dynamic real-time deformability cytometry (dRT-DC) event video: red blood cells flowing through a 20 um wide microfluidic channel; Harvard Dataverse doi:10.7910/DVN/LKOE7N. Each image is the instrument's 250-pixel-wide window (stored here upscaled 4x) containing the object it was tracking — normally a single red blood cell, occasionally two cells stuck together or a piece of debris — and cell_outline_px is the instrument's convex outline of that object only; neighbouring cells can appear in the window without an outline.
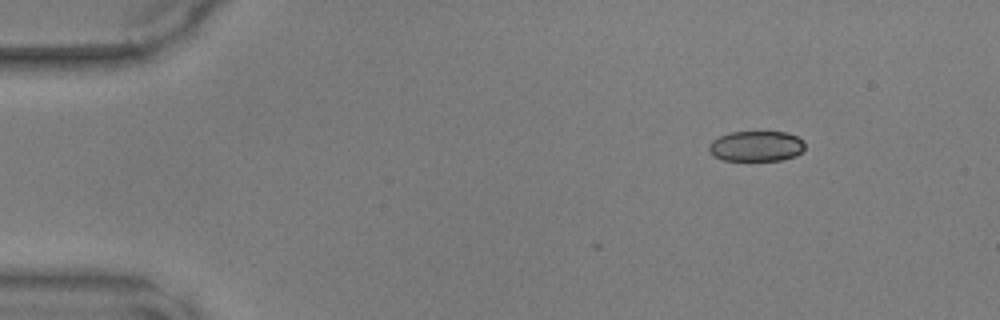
{"species": "common noctule bat (a hibernating species)", "species_latin": "Nyctalus noctula", "temperature_condition": "warm", "stored_images_in_passage": 5, "camera_frame_rate_fps": 3000, "um_per_image_px": 0.085, "animal": {"sex": "male", "body_mass_g": 17.9, "forearm_length_mm": 54.2}, "frame": {"image": 1, "passage_image": 1, "time_ms": 0.0, "image_size_px": [1000, 320], "cell_outline_px": [[804, 148], [796, 156], [780, 160], [724, 160], [712, 156], [708, 152], [708, 144], [712, 140], [720, 136], [732, 132], [788, 132], [804, 140]], "centroid_in_image_um": [64.26, 12.42], "position_along_channel_um": 20.7, "area_um2": 17.11}}